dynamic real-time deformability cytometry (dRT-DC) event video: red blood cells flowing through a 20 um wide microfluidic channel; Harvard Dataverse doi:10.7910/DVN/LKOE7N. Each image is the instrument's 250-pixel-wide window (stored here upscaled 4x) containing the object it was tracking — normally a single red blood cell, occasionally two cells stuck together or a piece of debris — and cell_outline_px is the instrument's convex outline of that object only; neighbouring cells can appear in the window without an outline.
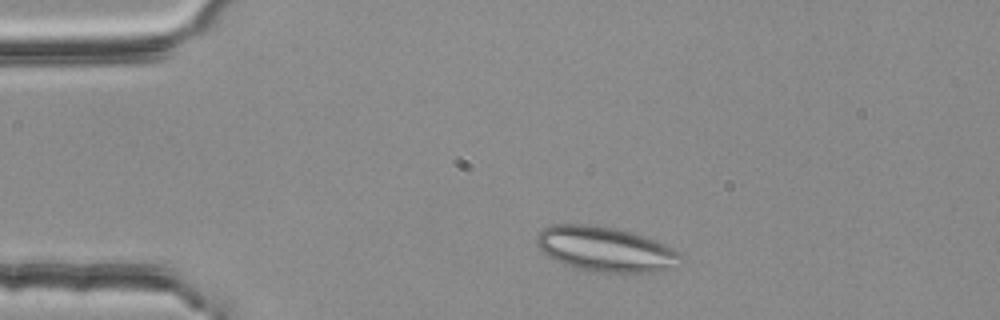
{"species": "common noctule bat (a hibernating species)", "species_latin": "Nyctalus noctula", "temperature_condition": "room temperature", "stored_images_in_passage": 40, "camera_frame_rate_fps": 3000, "um_per_image_px": 0.085, "animal": {"sex": "female", "body_mass_g": 25.1}, "frame": {"image": 1, "passage_image": 1, "time_ms": 0.0, "image_size_px": [1000, 320], "cell_outline_px": [[684, 256], [676, 268], [652, 272], [596, 272], [576, 268], [564, 264], [548, 256], [536, 244], [536, 236], [540, 228], [552, 224], [588, 224], [620, 228], [636, 232], [656, 240], [680, 252]], "centroid_in_image_um": [51.49, 21.16], "position_along_channel_um": 33.5, "area_um2": 38.32}}
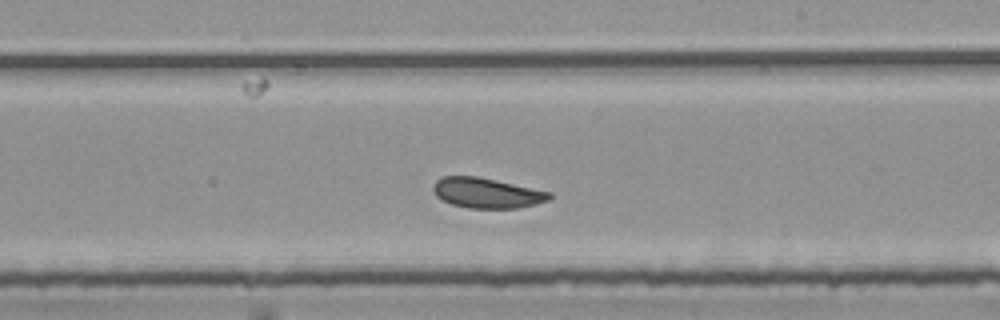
{"frame": {"image": 2, "passage_image": 22, "time_ms": 7.0, "image_size_px": [1000, 320], "cell_outline_px": [[552, 196], [548, 200], [536, 204], [516, 208], [468, 208], [452, 204], [440, 200], [436, 196], [432, 188], [432, 184], [440, 176], [476, 176], [496, 180], [552, 192]], "centroid_in_image_um": [41.34, 16.4], "position_along_channel_um": 247.7, "area_um2": 20.58}}
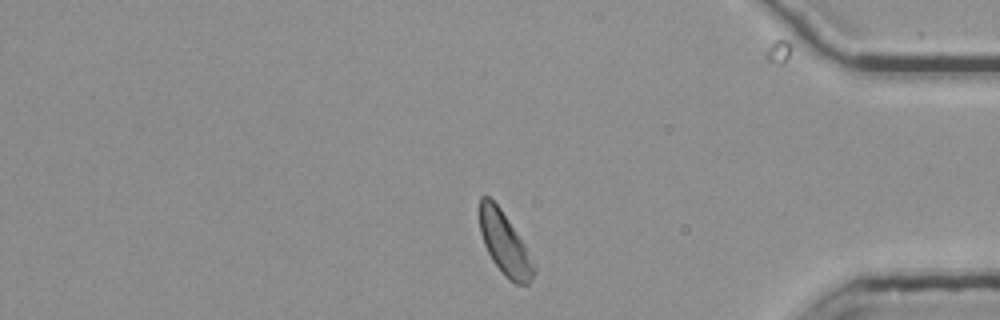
{"frame": {"image": 3, "passage_image": 36, "time_ms": 11.667, "image_size_px": [1000, 320], "cell_outline_px": [[536, 272], [528, 284], [516, 284], [508, 280], [504, 276], [492, 260], [484, 244], [480, 232], [480, 196], [488, 196], [500, 208], [524, 244], [536, 268]], "centroid_in_image_um": [42.9, 20.75], "position_along_channel_um": 392.3, "area_um2": 19.48}, "authors_computed_cell_mechanics": {"area_um2": 20.9236, "velocity_mm_per_s": 3.7041, "shape_relaxation_time_tau1_ms": null, "shape_relaxation_time_tau2_ms": 2.7168, "deformation_change_tau1": null, "deformation_change_tau2": 0.091}}